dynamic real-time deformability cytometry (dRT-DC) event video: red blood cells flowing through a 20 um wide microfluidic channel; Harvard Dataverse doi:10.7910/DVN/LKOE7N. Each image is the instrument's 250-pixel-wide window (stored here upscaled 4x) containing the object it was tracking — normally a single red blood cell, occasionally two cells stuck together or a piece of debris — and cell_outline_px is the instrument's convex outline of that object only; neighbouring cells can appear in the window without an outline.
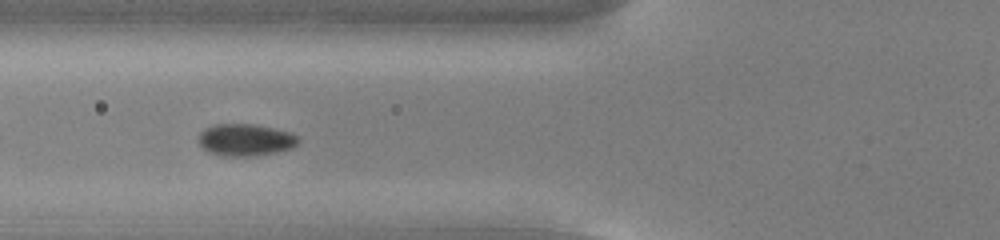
{"species": "common noctule bat (a hibernating species)", "species_latin": "Nyctalus noctula", "temperature_condition": "cold", "stored_images_in_passage": 9, "camera_frame_rate_fps": 3000, "um_per_image_px": 0.085, "animal": {"sex": "male", "body_mass_g": 13.0, "forearm_length_mm": 53.1}, "frame": {"image": 1, "passage_image": 6, "time_ms": 1.667, "image_size_px": [1000, 240], "cell_outline_px": [[300, 140], [292, 148], [276, 152], [256, 156], [220, 156], [208, 152], [196, 140], [200, 132], [204, 128], [216, 124], [252, 124], [292, 132], [300, 136]], "centroid_in_image_um": [20.86, 11.89], "position_along_channel_um": 104.9, "area_um2": 18.9}}